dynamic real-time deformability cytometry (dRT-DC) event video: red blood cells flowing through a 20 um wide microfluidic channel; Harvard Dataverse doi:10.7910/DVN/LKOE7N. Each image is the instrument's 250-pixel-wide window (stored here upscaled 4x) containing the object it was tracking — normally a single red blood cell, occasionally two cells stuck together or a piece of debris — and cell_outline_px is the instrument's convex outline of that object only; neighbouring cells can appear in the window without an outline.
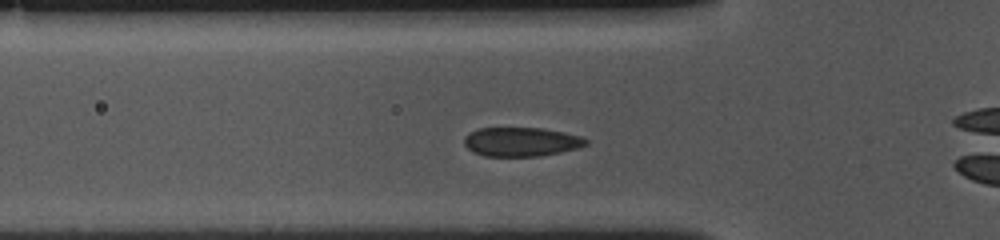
{"species": "common noctule bat (a hibernating species)", "species_latin": "Nyctalus noctula", "temperature_condition": "cold", "stored_images_in_passage": 41, "camera_frame_rate_fps": 3000, "um_per_image_px": 0.085, "animal": {"sex": "female", "body_mass_g": 10.0, "forearm_length_mm": 53.1}, "frame": {"image": 1, "passage_image": 12, "time_ms": 3.667, "image_size_px": [1000, 240], "cell_outline_px": [[588, 144], [576, 148], [560, 152], [540, 156], [484, 156], [472, 152], [464, 144], [464, 136], [468, 132], [480, 128], [540, 128], [564, 132], [580, 136], [588, 140]], "centroid_in_image_um": [44.27, 12.05], "position_along_channel_um": 81.5, "area_um2": 20.63}}
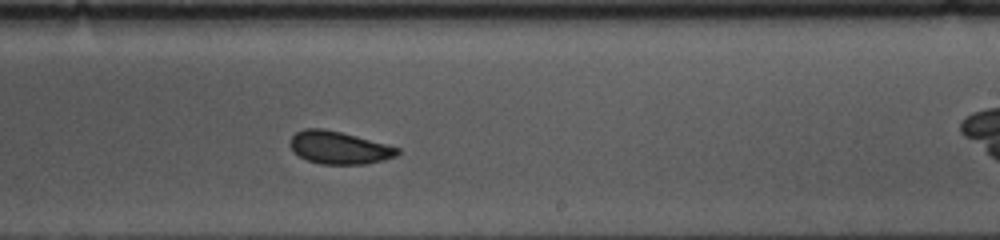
{"frame": {"image": 2, "passage_image": 27, "time_ms": 8.667, "image_size_px": [1000, 240], "cell_outline_px": [[400, 152], [396, 156], [384, 160], [364, 164], [320, 164], [308, 160], [300, 156], [288, 144], [292, 136], [296, 132], [304, 128], [324, 128], [356, 136], [400, 148]], "centroid_in_image_um": [28.81, 12.55], "position_along_channel_um": 260.2, "area_um2": 20.29}}
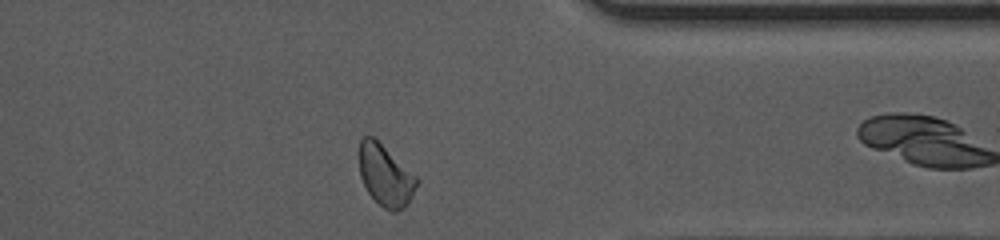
{"frame": {"image": 3, "passage_image": 38, "time_ms": 12.333, "image_size_px": [1000, 240], "cell_outline_px": [[420, 180], [408, 204], [404, 208], [396, 212], [392, 212], [384, 208], [368, 192], [360, 176], [360, 140], [364, 136], [372, 136], [416, 176]], "centroid_in_image_um": [32.78, 14.95], "position_along_channel_um": 378.6, "area_um2": 20.17}, "authors_computed_cell_mechanics": {"area_um2": 21.097, "velocity_mm_per_s": 3.5676, "shape_relaxation_time_tau1_ms": 2.7046, "shape_relaxation_time_tau2_ms": 1.0386, "deformation_change_tau1": 0.0727, "deformation_change_tau2": 0.0375}}